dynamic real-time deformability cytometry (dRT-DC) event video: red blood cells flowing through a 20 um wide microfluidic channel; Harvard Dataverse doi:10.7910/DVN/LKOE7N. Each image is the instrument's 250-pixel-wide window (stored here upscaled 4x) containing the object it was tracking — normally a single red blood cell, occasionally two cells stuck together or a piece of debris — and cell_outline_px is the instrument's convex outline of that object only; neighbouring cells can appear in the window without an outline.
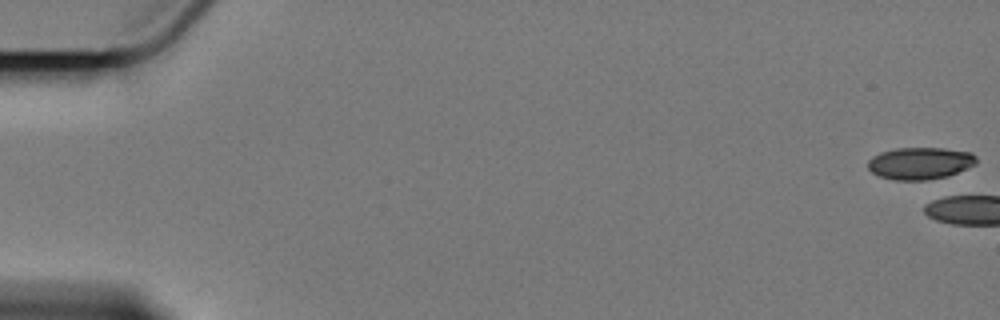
{"species": "Egyptian fruit bat (a non-hibernating species)", "species_latin": "Rousettus aegyptiacus", "temperature_condition": "cold", "stored_images_in_passage": 5, "camera_frame_rate_fps": 3000, "um_per_image_px": 0.085, "animal": {"sex": "female"}, "frame": {"image": 1, "passage_image": 1, "time_ms": 0.0, "image_size_px": [1000, 320], "cell_outline_px": [[976, 164], [968, 168], [948, 176], [928, 180], [892, 180], [880, 176], [872, 172], [868, 168], [868, 160], [872, 156], [880, 152], [896, 148], [944, 148], [972, 152], [976, 156]], "centroid_in_image_um": [78.21, 13.87], "position_along_channel_um": 6.8, "area_um2": 20.46}}